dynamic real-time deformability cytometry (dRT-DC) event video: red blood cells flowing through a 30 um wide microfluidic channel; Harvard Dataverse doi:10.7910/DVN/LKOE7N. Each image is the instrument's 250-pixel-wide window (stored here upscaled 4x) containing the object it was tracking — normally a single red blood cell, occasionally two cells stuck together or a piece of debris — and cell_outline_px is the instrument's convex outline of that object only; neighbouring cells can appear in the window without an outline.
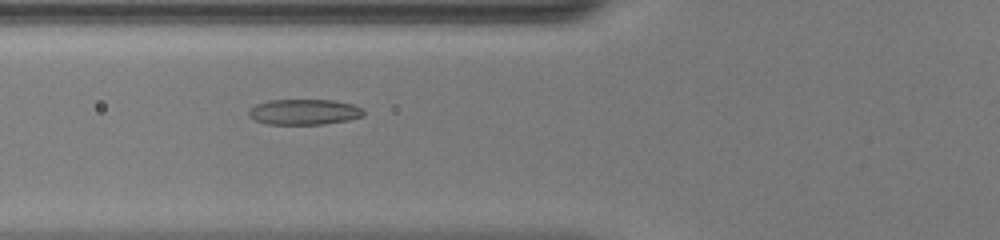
{"species": "common noctule bat (a hibernating species)", "species_latin": "Nyctalus noctula", "temperature_condition": "warm", "stored_images_in_passage": 35, "camera_frame_rate_fps": 3000, "um_per_image_px": 0.085, "animal": {"sex": "female", "body_mass_g": 20.0, "forearm_length_mm": 54.0}, "frame": {"image": 1, "passage_image": 5, "time_ms": 1.333, "image_size_px": [1000, 240], "cell_outline_px": [[364, 116], [348, 120], [324, 124], [268, 124], [256, 120], [248, 116], [248, 112], [256, 104], [268, 100], [332, 100], [352, 104], [360, 108], [364, 112]], "centroid_in_image_um": [25.85, 9.51], "position_along_channel_um": 100.0, "area_um2": 16.99}}
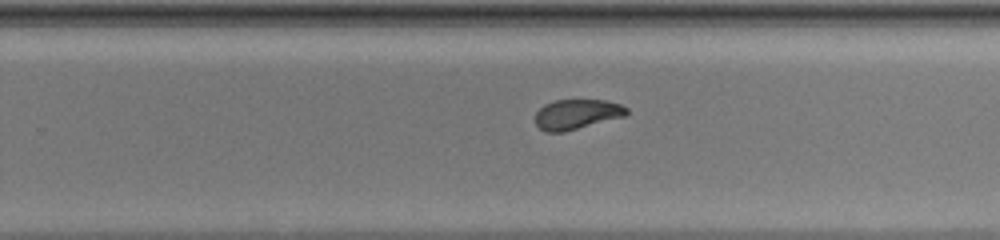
{"frame": {"image": 2, "passage_image": 18, "time_ms": 5.667, "image_size_px": [1000, 240], "cell_outline_px": [[628, 112], [624, 116], [564, 132], [544, 132], [536, 124], [536, 112], [544, 104], [556, 100], [608, 100], [620, 104], [628, 108]], "centroid_in_image_um": [49.02, 9.71], "position_along_channel_um": 280.8, "area_um2": 15.9}}
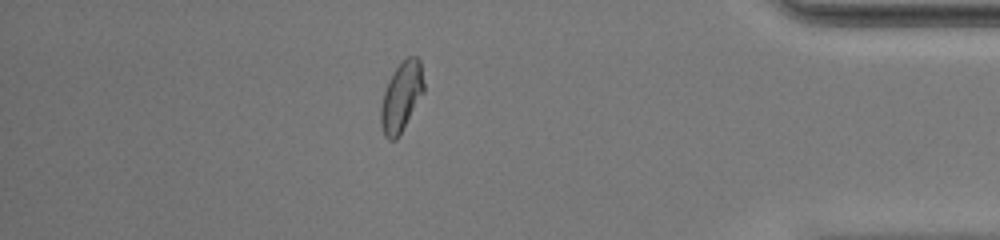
{"frame": {"image": 3, "passage_image": 29, "time_ms": 9.333, "image_size_px": [1000, 240], "cell_outline_px": [[424, 92], [396, 140], [388, 140], [384, 136], [380, 124], [380, 108], [384, 92], [392, 72], [408, 56], [416, 56], [420, 60], [424, 84]], "centroid_in_image_um": [34.1, 8.23], "position_along_channel_um": 401.1, "area_um2": 17.28}, "authors_computed_cell_mechanics": {"area_um2": 16.762, "velocity_mm_per_s": 4.1712, "shape_relaxation_time_tau1_ms": 10.4338, "shape_relaxation_time_tau2_ms": 1.1006, "deformation_change_tau1": 0.2968, "deformation_change_tau2": 0.0613}}